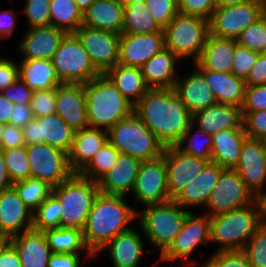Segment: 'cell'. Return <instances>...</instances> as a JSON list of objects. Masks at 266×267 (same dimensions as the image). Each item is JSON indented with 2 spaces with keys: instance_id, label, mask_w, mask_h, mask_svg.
I'll return each mask as SVG.
<instances>
[{
  "instance_id": "cell-67",
  "label": "cell",
  "mask_w": 266,
  "mask_h": 267,
  "mask_svg": "<svg viewBox=\"0 0 266 267\" xmlns=\"http://www.w3.org/2000/svg\"><path fill=\"white\" fill-rule=\"evenodd\" d=\"M11 244L10 237L0 235V257L3 251Z\"/></svg>"
},
{
  "instance_id": "cell-58",
  "label": "cell",
  "mask_w": 266,
  "mask_h": 267,
  "mask_svg": "<svg viewBox=\"0 0 266 267\" xmlns=\"http://www.w3.org/2000/svg\"><path fill=\"white\" fill-rule=\"evenodd\" d=\"M18 14L14 9L0 10V40L12 38L17 25Z\"/></svg>"
},
{
  "instance_id": "cell-66",
  "label": "cell",
  "mask_w": 266,
  "mask_h": 267,
  "mask_svg": "<svg viewBox=\"0 0 266 267\" xmlns=\"http://www.w3.org/2000/svg\"><path fill=\"white\" fill-rule=\"evenodd\" d=\"M252 0H217V5L219 6H233L237 4L246 3Z\"/></svg>"
},
{
  "instance_id": "cell-65",
  "label": "cell",
  "mask_w": 266,
  "mask_h": 267,
  "mask_svg": "<svg viewBox=\"0 0 266 267\" xmlns=\"http://www.w3.org/2000/svg\"><path fill=\"white\" fill-rule=\"evenodd\" d=\"M256 201L259 207L260 225L266 227V192L258 194Z\"/></svg>"
},
{
  "instance_id": "cell-69",
  "label": "cell",
  "mask_w": 266,
  "mask_h": 267,
  "mask_svg": "<svg viewBox=\"0 0 266 267\" xmlns=\"http://www.w3.org/2000/svg\"><path fill=\"white\" fill-rule=\"evenodd\" d=\"M124 5L132 3H145L146 0H120Z\"/></svg>"
},
{
  "instance_id": "cell-72",
  "label": "cell",
  "mask_w": 266,
  "mask_h": 267,
  "mask_svg": "<svg viewBox=\"0 0 266 267\" xmlns=\"http://www.w3.org/2000/svg\"><path fill=\"white\" fill-rule=\"evenodd\" d=\"M186 266H187V265H185V264L182 265V264L180 263V264H178V265L175 266V267H186ZM170 267H174V266H170Z\"/></svg>"
},
{
  "instance_id": "cell-21",
  "label": "cell",
  "mask_w": 266,
  "mask_h": 267,
  "mask_svg": "<svg viewBox=\"0 0 266 267\" xmlns=\"http://www.w3.org/2000/svg\"><path fill=\"white\" fill-rule=\"evenodd\" d=\"M33 212L12 186L0 192V235L12 237L32 229Z\"/></svg>"
},
{
  "instance_id": "cell-28",
  "label": "cell",
  "mask_w": 266,
  "mask_h": 267,
  "mask_svg": "<svg viewBox=\"0 0 266 267\" xmlns=\"http://www.w3.org/2000/svg\"><path fill=\"white\" fill-rule=\"evenodd\" d=\"M179 61L181 59L164 47L140 67L146 85L150 89L174 88L179 77V70L176 68L181 63Z\"/></svg>"
},
{
  "instance_id": "cell-17",
  "label": "cell",
  "mask_w": 266,
  "mask_h": 267,
  "mask_svg": "<svg viewBox=\"0 0 266 267\" xmlns=\"http://www.w3.org/2000/svg\"><path fill=\"white\" fill-rule=\"evenodd\" d=\"M234 169L255 197L266 192V149L263 140L246 137Z\"/></svg>"
},
{
  "instance_id": "cell-22",
  "label": "cell",
  "mask_w": 266,
  "mask_h": 267,
  "mask_svg": "<svg viewBox=\"0 0 266 267\" xmlns=\"http://www.w3.org/2000/svg\"><path fill=\"white\" fill-rule=\"evenodd\" d=\"M56 113L74 131L88 128L84 85H59L56 92Z\"/></svg>"
},
{
  "instance_id": "cell-12",
  "label": "cell",
  "mask_w": 266,
  "mask_h": 267,
  "mask_svg": "<svg viewBox=\"0 0 266 267\" xmlns=\"http://www.w3.org/2000/svg\"><path fill=\"white\" fill-rule=\"evenodd\" d=\"M262 15V0H252L233 6L217 5L209 19L210 34L237 39L247 26Z\"/></svg>"
},
{
  "instance_id": "cell-55",
  "label": "cell",
  "mask_w": 266,
  "mask_h": 267,
  "mask_svg": "<svg viewBox=\"0 0 266 267\" xmlns=\"http://www.w3.org/2000/svg\"><path fill=\"white\" fill-rule=\"evenodd\" d=\"M0 93L11 102L23 105L30 104L33 90L18 78L13 84L2 90Z\"/></svg>"
},
{
  "instance_id": "cell-62",
  "label": "cell",
  "mask_w": 266,
  "mask_h": 267,
  "mask_svg": "<svg viewBox=\"0 0 266 267\" xmlns=\"http://www.w3.org/2000/svg\"><path fill=\"white\" fill-rule=\"evenodd\" d=\"M0 267H22L19 254L12 244L3 251L0 257Z\"/></svg>"
},
{
  "instance_id": "cell-60",
  "label": "cell",
  "mask_w": 266,
  "mask_h": 267,
  "mask_svg": "<svg viewBox=\"0 0 266 267\" xmlns=\"http://www.w3.org/2000/svg\"><path fill=\"white\" fill-rule=\"evenodd\" d=\"M32 108L30 104L19 105L14 103L12 114L10 115L9 124L16 127H25L32 119Z\"/></svg>"
},
{
  "instance_id": "cell-64",
  "label": "cell",
  "mask_w": 266,
  "mask_h": 267,
  "mask_svg": "<svg viewBox=\"0 0 266 267\" xmlns=\"http://www.w3.org/2000/svg\"><path fill=\"white\" fill-rule=\"evenodd\" d=\"M13 186L8 176L6 163L2 151H0V192Z\"/></svg>"
},
{
  "instance_id": "cell-10",
  "label": "cell",
  "mask_w": 266,
  "mask_h": 267,
  "mask_svg": "<svg viewBox=\"0 0 266 267\" xmlns=\"http://www.w3.org/2000/svg\"><path fill=\"white\" fill-rule=\"evenodd\" d=\"M51 62L65 84L84 85L100 75L75 33H66Z\"/></svg>"
},
{
  "instance_id": "cell-20",
  "label": "cell",
  "mask_w": 266,
  "mask_h": 267,
  "mask_svg": "<svg viewBox=\"0 0 266 267\" xmlns=\"http://www.w3.org/2000/svg\"><path fill=\"white\" fill-rule=\"evenodd\" d=\"M165 47L164 33L120 34L118 63L141 67Z\"/></svg>"
},
{
  "instance_id": "cell-3",
  "label": "cell",
  "mask_w": 266,
  "mask_h": 267,
  "mask_svg": "<svg viewBox=\"0 0 266 267\" xmlns=\"http://www.w3.org/2000/svg\"><path fill=\"white\" fill-rule=\"evenodd\" d=\"M84 87L87 120L91 128L109 131L134 111V106L105 74L95 77Z\"/></svg>"
},
{
  "instance_id": "cell-71",
  "label": "cell",
  "mask_w": 266,
  "mask_h": 267,
  "mask_svg": "<svg viewBox=\"0 0 266 267\" xmlns=\"http://www.w3.org/2000/svg\"><path fill=\"white\" fill-rule=\"evenodd\" d=\"M263 1V14L266 15V0Z\"/></svg>"
},
{
  "instance_id": "cell-53",
  "label": "cell",
  "mask_w": 266,
  "mask_h": 267,
  "mask_svg": "<svg viewBox=\"0 0 266 267\" xmlns=\"http://www.w3.org/2000/svg\"><path fill=\"white\" fill-rule=\"evenodd\" d=\"M217 0H178V12L210 19Z\"/></svg>"
},
{
  "instance_id": "cell-49",
  "label": "cell",
  "mask_w": 266,
  "mask_h": 267,
  "mask_svg": "<svg viewBox=\"0 0 266 267\" xmlns=\"http://www.w3.org/2000/svg\"><path fill=\"white\" fill-rule=\"evenodd\" d=\"M56 92L57 87L33 91L30 105L34 118L56 113Z\"/></svg>"
},
{
  "instance_id": "cell-41",
  "label": "cell",
  "mask_w": 266,
  "mask_h": 267,
  "mask_svg": "<svg viewBox=\"0 0 266 267\" xmlns=\"http://www.w3.org/2000/svg\"><path fill=\"white\" fill-rule=\"evenodd\" d=\"M13 187L32 212L51 195L53 188L48 183L32 177L13 183Z\"/></svg>"
},
{
  "instance_id": "cell-59",
  "label": "cell",
  "mask_w": 266,
  "mask_h": 267,
  "mask_svg": "<svg viewBox=\"0 0 266 267\" xmlns=\"http://www.w3.org/2000/svg\"><path fill=\"white\" fill-rule=\"evenodd\" d=\"M246 86L266 84V53H259L251 72L245 80Z\"/></svg>"
},
{
  "instance_id": "cell-43",
  "label": "cell",
  "mask_w": 266,
  "mask_h": 267,
  "mask_svg": "<svg viewBox=\"0 0 266 267\" xmlns=\"http://www.w3.org/2000/svg\"><path fill=\"white\" fill-rule=\"evenodd\" d=\"M1 151L12 183L26 180L31 176L26 146L1 149Z\"/></svg>"
},
{
  "instance_id": "cell-50",
  "label": "cell",
  "mask_w": 266,
  "mask_h": 267,
  "mask_svg": "<svg viewBox=\"0 0 266 267\" xmlns=\"http://www.w3.org/2000/svg\"><path fill=\"white\" fill-rule=\"evenodd\" d=\"M150 13L164 29L178 13V0H146Z\"/></svg>"
},
{
  "instance_id": "cell-56",
  "label": "cell",
  "mask_w": 266,
  "mask_h": 267,
  "mask_svg": "<svg viewBox=\"0 0 266 267\" xmlns=\"http://www.w3.org/2000/svg\"><path fill=\"white\" fill-rule=\"evenodd\" d=\"M19 78L17 62L10 58L0 57V92Z\"/></svg>"
},
{
  "instance_id": "cell-52",
  "label": "cell",
  "mask_w": 266,
  "mask_h": 267,
  "mask_svg": "<svg viewBox=\"0 0 266 267\" xmlns=\"http://www.w3.org/2000/svg\"><path fill=\"white\" fill-rule=\"evenodd\" d=\"M247 137L263 140L266 137V110L242 112Z\"/></svg>"
},
{
  "instance_id": "cell-54",
  "label": "cell",
  "mask_w": 266,
  "mask_h": 267,
  "mask_svg": "<svg viewBox=\"0 0 266 267\" xmlns=\"http://www.w3.org/2000/svg\"><path fill=\"white\" fill-rule=\"evenodd\" d=\"M242 112L266 110V84L247 86Z\"/></svg>"
},
{
  "instance_id": "cell-9",
  "label": "cell",
  "mask_w": 266,
  "mask_h": 267,
  "mask_svg": "<svg viewBox=\"0 0 266 267\" xmlns=\"http://www.w3.org/2000/svg\"><path fill=\"white\" fill-rule=\"evenodd\" d=\"M195 213L190 211L186 215L181 231L170 247L159 256L154 266H156V263L158 265L159 262L174 264V262L181 260V264H185L187 267H201V264H197L198 262L191 258V255H194L193 252L196 250L199 251L201 246L211 245L210 216L206 213Z\"/></svg>"
},
{
  "instance_id": "cell-18",
  "label": "cell",
  "mask_w": 266,
  "mask_h": 267,
  "mask_svg": "<svg viewBox=\"0 0 266 267\" xmlns=\"http://www.w3.org/2000/svg\"><path fill=\"white\" fill-rule=\"evenodd\" d=\"M167 170V184L173 199L195 176H198L211 160H203L182 153L175 146L165 147L163 155Z\"/></svg>"
},
{
  "instance_id": "cell-13",
  "label": "cell",
  "mask_w": 266,
  "mask_h": 267,
  "mask_svg": "<svg viewBox=\"0 0 266 267\" xmlns=\"http://www.w3.org/2000/svg\"><path fill=\"white\" fill-rule=\"evenodd\" d=\"M255 199L256 197L248 189L238 172L235 169L224 168L217 185L210 194L205 210L202 211L212 216L246 206Z\"/></svg>"
},
{
  "instance_id": "cell-5",
  "label": "cell",
  "mask_w": 266,
  "mask_h": 267,
  "mask_svg": "<svg viewBox=\"0 0 266 267\" xmlns=\"http://www.w3.org/2000/svg\"><path fill=\"white\" fill-rule=\"evenodd\" d=\"M98 182L74 173L51 194L58 200L61 227L83 230L95 197L99 193Z\"/></svg>"
},
{
  "instance_id": "cell-36",
  "label": "cell",
  "mask_w": 266,
  "mask_h": 267,
  "mask_svg": "<svg viewBox=\"0 0 266 267\" xmlns=\"http://www.w3.org/2000/svg\"><path fill=\"white\" fill-rule=\"evenodd\" d=\"M105 75L120 90L122 96L135 106L150 89L140 67L116 64Z\"/></svg>"
},
{
  "instance_id": "cell-30",
  "label": "cell",
  "mask_w": 266,
  "mask_h": 267,
  "mask_svg": "<svg viewBox=\"0 0 266 267\" xmlns=\"http://www.w3.org/2000/svg\"><path fill=\"white\" fill-rule=\"evenodd\" d=\"M107 141L108 131L103 129L88 127L75 131L73 144L68 154L72 171L80 173Z\"/></svg>"
},
{
  "instance_id": "cell-31",
  "label": "cell",
  "mask_w": 266,
  "mask_h": 267,
  "mask_svg": "<svg viewBox=\"0 0 266 267\" xmlns=\"http://www.w3.org/2000/svg\"><path fill=\"white\" fill-rule=\"evenodd\" d=\"M236 39L221 38L209 34L200 58L191 64L219 73H232Z\"/></svg>"
},
{
  "instance_id": "cell-51",
  "label": "cell",
  "mask_w": 266,
  "mask_h": 267,
  "mask_svg": "<svg viewBox=\"0 0 266 267\" xmlns=\"http://www.w3.org/2000/svg\"><path fill=\"white\" fill-rule=\"evenodd\" d=\"M258 56V52L236 44L232 63V73L235 76L246 80Z\"/></svg>"
},
{
  "instance_id": "cell-73",
  "label": "cell",
  "mask_w": 266,
  "mask_h": 267,
  "mask_svg": "<svg viewBox=\"0 0 266 267\" xmlns=\"http://www.w3.org/2000/svg\"><path fill=\"white\" fill-rule=\"evenodd\" d=\"M263 143H264V146H265V149H266V137L263 139Z\"/></svg>"
},
{
  "instance_id": "cell-38",
  "label": "cell",
  "mask_w": 266,
  "mask_h": 267,
  "mask_svg": "<svg viewBox=\"0 0 266 267\" xmlns=\"http://www.w3.org/2000/svg\"><path fill=\"white\" fill-rule=\"evenodd\" d=\"M163 32L145 3L124 5L122 33L144 34Z\"/></svg>"
},
{
  "instance_id": "cell-39",
  "label": "cell",
  "mask_w": 266,
  "mask_h": 267,
  "mask_svg": "<svg viewBox=\"0 0 266 267\" xmlns=\"http://www.w3.org/2000/svg\"><path fill=\"white\" fill-rule=\"evenodd\" d=\"M50 25L75 33L83 23V11L74 0H50Z\"/></svg>"
},
{
  "instance_id": "cell-42",
  "label": "cell",
  "mask_w": 266,
  "mask_h": 267,
  "mask_svg": "<svg viewBox=\"0 0 266 267\" xmlns=\"http://www.w3.org/2000/svg\"><path fill=\"white\" fill-rule=\"evenodd\" d=\"M119 154L118 149L107 141L79 174L98 182L114 166Z\"/></svg>"
},
{
  "instance_id": "cell-47",
  "label": "cell",
  "mask_w": 266,
  "mask_h": 267,
  "mask_svg": "<svg viewBox=\"0 0 266 267\" xmlns=\"http://www.w3.org/2000/svg\"><path fill=\"white\" fill-rule=\"evenodd\" d=\"M242 251L251 267H266V227L260 225Z\"/></svg>"
},
{
  "instance_id": "cell-33",
  "label": "cell",
  "mask_w": 266,
  "mask_h": 267,
  "mask_svg": "<svg viewBox=\"0 0 266 267\" xmlns=\"http://www.w3.org/2000/svg\"><path fill=\"white\" fill-rule=\"evenodd\" d=\"M124 4L120 0H95L83 12L82 25L122 33Z\"/></svg>"
},
{
  "instance_id": "cell-6",
  "label": "cell",
  "mask_w": 266,
  "mask_h": 267,
  "mask_svg": "<svg viewBox=\"0 0 266 267\" xmlns=\"http://www.w3.org/2000/svg\"><path fill=\"white\" fill-rule=\"evenodd\" d=\"M138 209L139 226L152 248L160 250L161 256L181 231L186 215L190 212L173 199Z\"/></svg>"
},
{
  "instance_id": "cell-48",
  "label": "cell",
  "mask_w": 266,
  "mask_h": 267,
  "mask_svg": "<svg viewBox=\"0 0 266 267\" xmlns=\"http://www.w3.org/2000/svg\"><path fill=\"white\" fill-rule=\"evenodd\" d=\"M200 264L201 267H251L242 250L214 252Z\"/></svg>"
},
{
  "instance_id": "cell-23",
  "label": "cell",
  "mask_w": 266,
  "mask_h": 267,
  "mask_svg": "<svg viewBox=\"0 0 266 267\" xmlns=\"http://www.w3.org/2000/svg\"><path fill=\"white\" fill-rule=\"evenodd\" d=\"M65 35L64 30L52 25L30 28L20 38L22 40L17 50L20 51L21 59L52 60Z\"/></svg>"
},
{
  "instance_id": "cell-45",
  "label": "cell",
  "mask_w": 266,
  "mask_h": 267,
  "mask_svg": "<svg viewBox=\"0 0 266 267\" xmlns=\"http://www.w3.org/2000/svg\"><path fill=\"white\" fill-rule=\"evenodd\" d=\"M58 200L51 194L34 212L32 229L44 231L50 228H60Z\"/></svg>"
},
{
  "instance_id": "cell-57",
  "label": "cell",
  "mask_w": 266,
  "mask_h": 267,
  "mask_svg": "<svg viewBox=\"0 0 266 267\" xmlns=\"http://www.w3.org/2000/svg\"><path fill=\"white\" fill-rule=\"evenodd\" d=\"M22 146H26L23 129L9 123L5 124L2 133L1 149H9Z\"/></svg>"
},
{
  "instance_id": "cell-25",
  "label": "cell",
  "mask_w": 266,
  "mask_h": 267,
  "mask_svg": "<svg viewBox=\"0 0 266 267\" xmlns=\"http://www.w3.org/2000/svg\"><path fill=\"white\" fill-rule=\"evenodd\" d=\"M141 163L134 157L120 153L114 166L98 181L100 193L130 196Z\"/></svg>"
},
{
  "instance_id": "cell-19",
  "label": "cell",
  "mask_w": 266,
  "mask_h": 267,
  "mask_svg": "<svg viewBox=\"0 0 266 267\" xmlns=\"http://www.w3.org/2000/svg\"><path fill=\"white\" fill-rule=\"evenodd\" d=\"M138 229L133 227L114 237L94 255V258L98 257L100 252L108 250L107 255L113 267H139L144 252L148 254L151 249H145L144 245L147 240L140 226Z\"/></svg>"
},
{
  "instance_id": "cell-37",
  "label": "cell",
  "mask_w": 266,
  "mask_h": 267,
  "mask_svg": "<svg viewBox=\"0 0 266 267\" xmlns=\"http://www.w3.org/2000/svg\"><path fill=\"white\" fill-rule=\"evenodd\" d=\"M47 244L52 253H83V264L85 260H93L94 255L85 245L83 232L81 229L60 227L50 228L43 231ZM85 258V259H84Z\"/></svg>"
},
{
  "instance_id": "cell-15",
  "label": "cell",
  "mask_w": 266,
  "mask_h": 267,
  "mask_svg": "<svg viewBox=\"0 0 266 267\" xmlns=\"http://www.w3.org/2000/svg\"><path fill=\"white\" fill-rule=\"evenodd\" d=\"M75 34L100 74H105L118 64L120 34L84 25H81Z\"/></svg>"
},
{
  "instance_id": "cell-29",
  "label": "cell",
  "mask_w": 266,
  "mask_h": 267,
  "mask_svg": "<svg viewBox=\"0 0 266 267\" xmlns=\"http://www.w3.org/2000/svg\"><path fill=\"white\" fill-rule=\"evenodd\" d=\"M22 267H48L52 254L43 231L30 229L10 238Z\"/></svg>"
},
{
  "instance_id": "cell-14",
  "label": "cell",
  "mask_w": 266,
  "mask_h": 267,
  "mask_svg": "<svg viewBox=\"0 0 266 267\" xmlns=\"http://www.w3.org/2000/svg\"><path fill=\"white\" fill-rule=\"evenodd\" d=\"M131 194L136 199L134 202L140 203L142 207L172 200L169 194L166 163L163 156L141 163Z\"/></svg>"
},
{
  "instance_id": "cell-27",
  "label": "cell",
  "mask_w": 266,
  "mask_h": 267,
  "mask_svg": "<svg viewBox=\"0 0 266 267\" xmlns=\"http://www.w3.org/2000/svg\"><path fill=\"white\" fill-rule=\"evenodd\" d=\"M192 124L210 135L226 129L244 128L242 109L237 105L217 103L193 113Z\"/></svg>"
},
{
  "instance_id": "cell-44",
  "label": "cell",
  "mask_w": 266,
  "mask_h": 267,
  "mask_svg": "<svg viewBox=\"0 0 266 267\" xmlns=\"http://www.w3.org/2000/svg\"><path fill=\"white\" fill-rule=\"evenodd\" d=\"M237 44L258 53H266V15L247 26L236 39Z\"/></svg>"
},
{
  "instance_id": "cell-24",
  "label": "cell",
  "mask_w": 266,
  "mask_h": 267,
  "mask_svg": "<svg viewBox=\"0 0 266 267\" xmlns=\"http://www.w3.org/2000/svg\"><path fill=\"white\" fill-rule=\"evenodd\" d=\"M224 168L210 161L202 172L186 185L173 200L182 208L193 211L192 208H205L214 187ZM191 209V210H190Z\"/></svg>"
},
{
  "instance_id": "cell-34",
  "label": "cell",
  "mask_w": 266,
  "mask_h": 267,
  "mask_svg": "<svg viewBox=\"0 0 266 267\" xmlns=\"http://www.w3.org/2000/svg\"><path fill=\"white\" fill-rule=\"evenodd\" d=\"M211 161L222 168L234 169L239 162L243 142L247 135L244 128L226 129L212 134Z\"/></svg>"
},
{
  "instance_id": "cell-11",
  "label": "cell",
  "mask_w": 266,
  "mask_h": 267,
  "mask_svg": "<svg viewBox=\"0 0 266 267\" xmlns=\"http://www.w3.org/2000/svg\"><path fill=\"white\" fill-rule=\"evenodd\" d=\"M32 178L40 179L52 187L69 179L74 172L68 154L45 143L26 145Z\"/></svg>"
},
{
  "instance_id": "cell-8",
  "label": "cell",
  "mask_w": 266,
  "mask_h": 267,
  "mask_svg": "<svg viewBox=\"0 0 266 267\" xmlns=\"http://www.w3.org/2000/svg\"><path fill=\"white\" fill-rule=\"evenodd\" d=\"M165 47L179 59L196 62L210 34L209 20L200 16L177 13L163 29Z\"/></svg>"
},
{
  "instance_id": "cell-46",
  "label": "cell",
  "mask_w": 266,
  "mask_h": 267,
  "mask_svg": "<svg viewBox=\"0 0 266 267\" xmlns=\"http://www.w3.org/2000/svg\"><path fill=\"white\" fill-rule=\"evenodd\" d=\"M26 28H34L50 25V0H23Z\"/></svg>"
},
{
  "instance_id": "cell-40",
  "label": "cell",
  "mask_w": 266,
  "mask_h": 267,
  "mask_svg": "<svg viewBox=\"0 0 266 267\" xmlns=\"http://www.w3.org/2000/svg\"><path fill=\"white\" fill-rule=\"evenodd\" d=\"M212 136L191 124L181 139L174 145L182 153L211 160Z\"/></svg>"
},
{
  "instance_id": "cell-2",
  "label": "cell",
  "mask_w": 266,
  "mask_h": 267,
  "mask_svg": "<svg viewBox=\"0 0 266 267\" xmlns=\"http://www.w3.org/2000/svg\"><path fill=\"white\" fill-rule=\"evenodd\" d=\"M126 198L100 192L95 197L82 230L85 245L93 255L114 237L133 228L138 209L127 204Z\"/></svg>"
},
{
  "instance_id": "cell-16",
  "label": "cell",
  "mask_w": 266,
  "mask_h": 267,
  "mask_svg": "<svg viewBox=\"0 0 266 267\" xmlns=\"http://www.w3.org/2000/svg\"><path fill=\"white\" fill-rule=\"evenodd\" d=\"M23 129L26 145L45 143L69 154L75 131L57 114L33 118Z\"/></svg>"
},
{
  "instance_id": "cell-35",
  "label": "cell",
  "mask_w": 266,
  "mask_h": 267,
  "mask_svg": "<svg viewBox=\"0 0 266 267\" xmlns=\"http://www.w3.org/2000/svg\"><path fill=\"white\" fill-rule=\"evenodd\" d=\"M19 79L31 90H49L63 84L48 59H21L17 62Z\"/></svg>"
},
{
  "instance_id": "cell-61",
  "label": "cell",
  "mask_w": 266,
  "mask_h": 267,
  "mask_svg": "<svg viewBox=\"0 0 266 267\" xmlns=\"http://www.w3.org/2000/svg\"><path fill=\"white\" fill-rule=\"evenodd\" d=\"M83 253H52L48 267H81L83 266L80 256Z\"/></svg>"
},
{
  "instance_id": "cell-63",
  "label": "cell",
  "mask_w": 266,
  "mask_h": 267,
  "mask_svg": "<svg viewBox=\"0 0 266 267\" xmlns=\"http://www.w3.org/2000/svg\"><path fill=\"white\" fill-rule=\"evenodd\" d=\"M14 103L0 93V123H9Z\"/></svg>"
},
{
  "instance_id": "cell-1",
  "label": "cell",
  "mask_w": 266,
  "mask_h": 267,
  "mask_svg": "<svg viewBox=\"0 0 266 267\" xmlns=\"http://www.w3.org/2000/svg\"><path fill=\"white\" fill-rule=\"evenodd\" d=\"M135 113L165 146H174L192 124V113L173 88L149 89Z\"/></svg>"
},
{
  "instance_id": "cell-32",
  "label": "cell",
  "mask_w": 266,
  "mask_h": 267,
  "mask_svg": "<svg viewBox=\"0 0 266 267\" xmlns=\"http://www.w3.org/2000/svg\"><path fill=\"white\" fill-rule=\"evenodd\" d=\"M205 78L218 103L231 104L242 107L246 82L233 73H219L204 67H195Z\"/></svg>"
},
{
  "instance_id": "cell-68",
  "label": "cell",
  "mask_w": 266,
  "mask_h": 267,
  "mask_svg": "<svg viewBox=\"0 0 266 267\" xmlns=\"http://www.w3.org/2000/svg\"><path fill=\"white\" fill-rule=\"evenodd\" d=\"M79 8L84 12L95 0H74Z\"/></svg>"
},
{
  "instance_id": "cell-4",
  "label": "cell",
  "mask_w": 266,
  "mask_h": 267,
  "mask_svg": "<svg viewBox=\"0 0 266 267\" xmlns=\"http://www.w3.org/2000/svg\"><path fill=\"white\" fill-rule=\"evenodd\" d=\"M260 226L256 199L243 207L210 216L211 244L215 252L240 251Z\"/></svg>"
},
{
  "instance_id": "cell-26",
  "label": "cell",
  "mask_w": 266,
  "mask_h": 267,
  "mask_svg": "<svg viewBox=\"0 0 266 267\" xmlns=\"http://www.w3.org/2000/svg\"><path fill=\"white\" fill-rule=\"evenodd\" d=\"M191 69L193 70L188 75L184 77L179 75L173 89L185 107L193 114L218 102L204 76L194 66Z\"/></svg>"
},
{
  "instance_id": "cell-70",
  "label": "cell",
  "mask_w": 266,
  "mask_h": 267,
  "mask_svg": "<svg viewBox=\"0 0 266 267\" xmlns=\"http://www.w3.org/2000/svg\"><path fill=\"white\" fill-rule=\"evenodd\" d=\"M4 127H5V124L0 123V151H1V140H2V133H3Z\"/></svg>"
},
{
  "instance_id": "cell-7",
  "label": "cell",
  "mask_w": 266,
  "mask_h": 267,
  "mask_svg": "<svg viewBox=\"0 0 266 267\" xmlns=\"http://www.w3.org/2000/svg\"><path fill=\"white\" fill-rule=\"evenodd\" d=\"M108 141L122 154L141 162L163 155L165 146L133 111L108 131Z\"/></svg>"
}]
</instances>
